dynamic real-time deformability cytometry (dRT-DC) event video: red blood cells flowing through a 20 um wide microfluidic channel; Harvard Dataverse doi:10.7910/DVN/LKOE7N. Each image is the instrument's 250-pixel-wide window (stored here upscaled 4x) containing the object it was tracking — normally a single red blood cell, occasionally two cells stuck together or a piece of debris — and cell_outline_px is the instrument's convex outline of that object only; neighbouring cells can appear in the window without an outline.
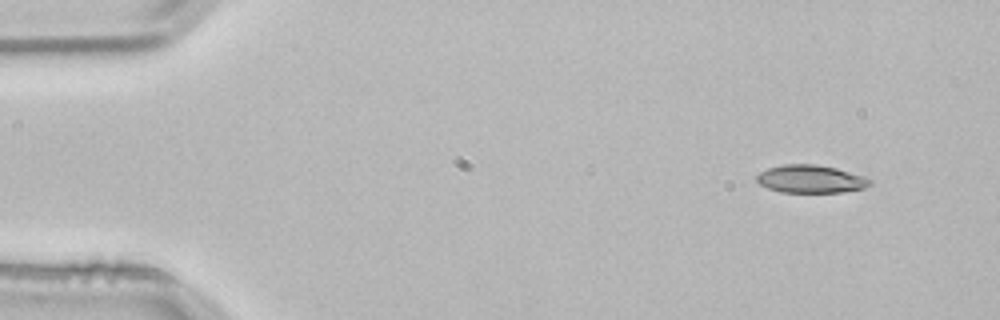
{"species": "common noctule bat (a hibernating species)", "species_latin": "Nyctalus noctula", "temperature_condition": "room temperature", "stored_images_in_passage": 4, "camera_frame_rate_fps": 3000, "um_per_image_px": 0.085, "animal": {"sex": "male", "body_mass_g": 21.5, "forearm_length_mm": 52.0}, "frame": {"image": 1, "passage_image": 1, "time_ms": 0.0, "image_size_px": [1000, 320], "cell_outline_px": [[872, 184], [864, 188], [840, 192], [780, 192], [768, 188], [760, 184], [756, 180], [756, 176], [760, 172], [768, 168], [784, 164], [816, 164], [836, 168], [864, 176], [872, 180]], "centroid_in_image_um": [68.91, 15.21], "position_along_channel_um": 16.1, "area_um2": 18.38}}